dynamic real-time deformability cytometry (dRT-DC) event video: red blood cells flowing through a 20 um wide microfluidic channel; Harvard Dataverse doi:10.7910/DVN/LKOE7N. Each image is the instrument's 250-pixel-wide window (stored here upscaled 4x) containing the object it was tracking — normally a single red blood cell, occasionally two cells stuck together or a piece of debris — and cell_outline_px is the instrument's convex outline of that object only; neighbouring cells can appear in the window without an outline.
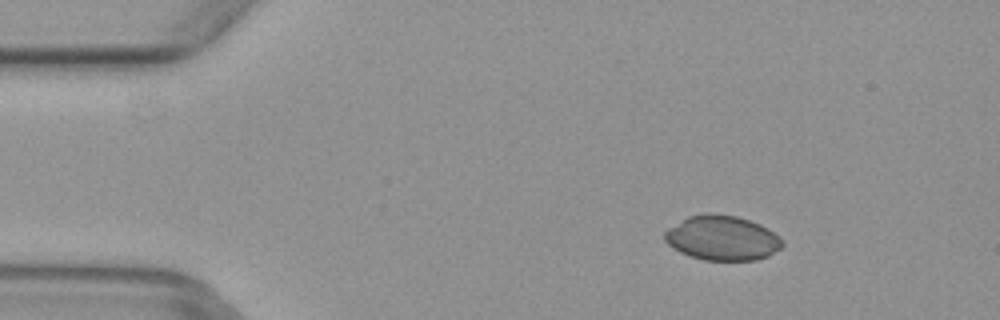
{"species": "common noctule bat (a hibernating species)", "species_latin": "Nyctalus noctula", "temperature_condition": "warm", "stored_images_in_passage": 3, "camera_frame_rate_fps": 3000, "um_per_image_px": 0.085, "animal": {"sex": "female", "body_mass_g": 29.2, "forearm_length_mm": 56.3}, "frame": {"image": 1, "passage_image": 1, "time_ms": 0.0, "image_size_px": [1000, 320], "cell_outline_px": [[784, 244], [780, 248], [768, 256], [756, 260], [704, 260], [688, 256], [672, 248], [664, 240], [664, 232], [668, 228], [688, 216], [704, 212], [712, 212], [736, 216], [760, 224], [768, 228], [780, 236], [784, 240]], "centroid_in_image_um": [61.38, 20.22], "position_along_channel_um": 23.6, "area_um2": 31.04}}